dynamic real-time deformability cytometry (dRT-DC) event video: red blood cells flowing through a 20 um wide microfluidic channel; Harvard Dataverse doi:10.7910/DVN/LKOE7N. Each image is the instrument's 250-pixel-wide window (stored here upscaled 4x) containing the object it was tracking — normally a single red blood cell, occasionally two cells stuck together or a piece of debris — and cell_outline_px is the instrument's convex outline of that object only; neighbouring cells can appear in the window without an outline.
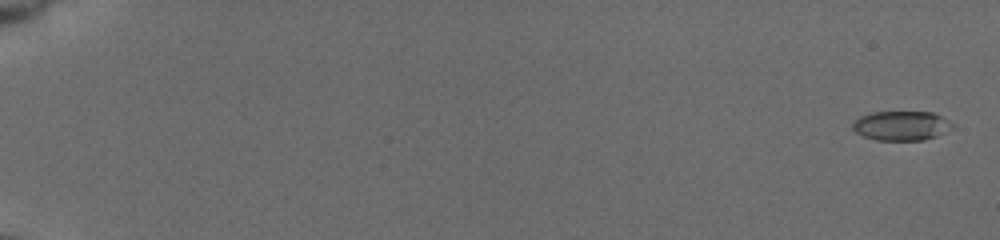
{"species": "common noctule bat (a hibernating species)", "species_latin": "Nyctalus noctula", "temperature_condition": "cold", "stored_images_in_passage": 19, "segment_of_instrument_passage": [1, 2], "camera_frame_rate_fps": 3000, "um_per_image_px": 0.085, "animal": {"sex": "female", "body_mass_g": 19.5, "forearm_length_mm": 54.1}, "frame": {"image": 1, "passage_image": 2, "time_ms": 0.333, "image_size_px": [1000, 240], "cell_outline_px": [[956, 128], [936, 136], [924, 140], [876, 140], [864, 136], [856, 132], [852, 128], [852, 124], [860, 116], [872, 112], [932, 112], [944, 116], [956, 124]], "centroid_in_image_um": [76.7, 10.68], "position_along_channel_um": 8.3, "area_um2": 17.4}}
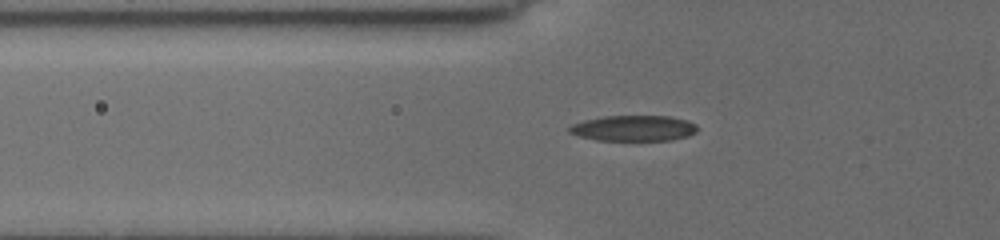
{"frame": {"image": 2, "passage_image": 17, "time_ms": 7.333, "image_size_px": [1000, 240], "cell_outline_px": [[696, 132], [688, 136], [672, 140], [596, 140], [580, 136], [568, 132], [568, 128], [572, 124], [584, 120], [604, 116], [672, 116], [688, 120], [696, 124]], "centroid_in_image_um": [53.87, 10.89], "position_along_channel_um": 71.9, "area_um2": 19.19}}